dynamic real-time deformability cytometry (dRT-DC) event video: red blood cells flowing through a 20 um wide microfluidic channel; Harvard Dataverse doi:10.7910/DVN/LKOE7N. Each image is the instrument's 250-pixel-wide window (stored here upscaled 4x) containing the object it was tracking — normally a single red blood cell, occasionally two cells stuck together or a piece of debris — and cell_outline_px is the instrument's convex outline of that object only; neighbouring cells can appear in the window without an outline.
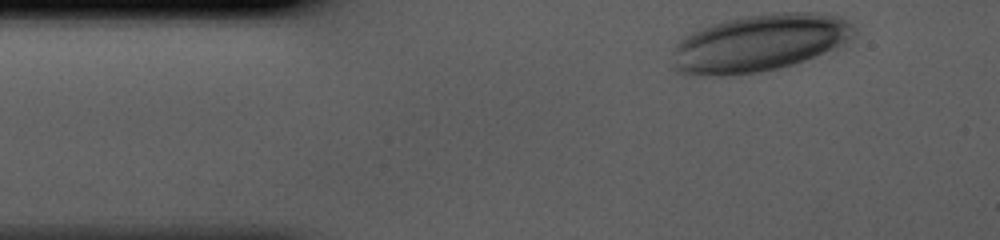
{"species": "human", "species_latin": "Homo sapiens", "temperature_condition": "cold", "stored_images_in_passage": 33, "camera_frame_rate_fps": 3000, "um_per_image_px": 0.085, "donor": {"sex": "male"}, "frame": {"image": 1, "passage_image": 1, "time_ms": 0.0, "image_size_px": [1000, 240], "cell_outline_px": [[856, 28], [852, 36], [844, 44], [804, 60], [792, 64], [776, 68], [756, 72], [720, 76], [684, 76], [672, 64], [672, 52], [676, 44], [684, 36], [700, 28], [712, 24], [744, 16], [772, 12], [820, 12], [840, 16], [852, 24]], "centroid_in_image_um": [64.52, 3.64], "position_along_channel_um": 20.5, "area_um2": 60.69}}
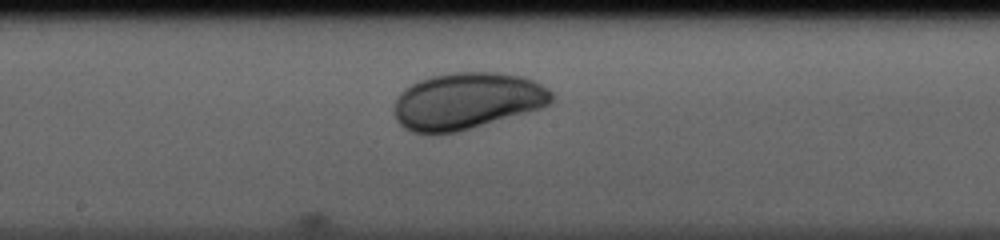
{"frame": {"image": 2, "passage_image": 18, "time_ms": 5.667, "image_size_px": [1000, 240], "cell_outline_px": [[552, 100], [548, 104], [540, 108], [456, 132], [412, 132], [404, 128], [396, 120], [392, 108], [396, 96], [404, 88], [416, 80], [432, 76], [456, 72], [496, 72], [524, 76], [548, 88], [552, 92]], "centroid_in_image_um": [39.63, 8.55], "position_along_channel_um": 208.6, "area_um2": 51.85}}
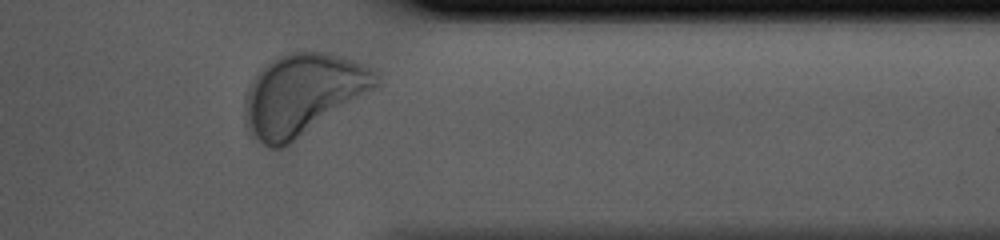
{"frame": {"image": 3, "passage_image": 31, "time_ms": 10.0, "image_size_px": [1000, 240], "cell_outline_px": [[380, 88], [292, 144], [284, 148], [268, 148], [248, 132], [244, 124], [244, 96], [248, 88], [264, 64], [276, 56], [288, 52], [328, 52], [376, 68], [380, 72]], "centroid_in_image_um": [25.8, 8.05], "position_along_channel_um": 385.6, "area_um2": 64.04}}